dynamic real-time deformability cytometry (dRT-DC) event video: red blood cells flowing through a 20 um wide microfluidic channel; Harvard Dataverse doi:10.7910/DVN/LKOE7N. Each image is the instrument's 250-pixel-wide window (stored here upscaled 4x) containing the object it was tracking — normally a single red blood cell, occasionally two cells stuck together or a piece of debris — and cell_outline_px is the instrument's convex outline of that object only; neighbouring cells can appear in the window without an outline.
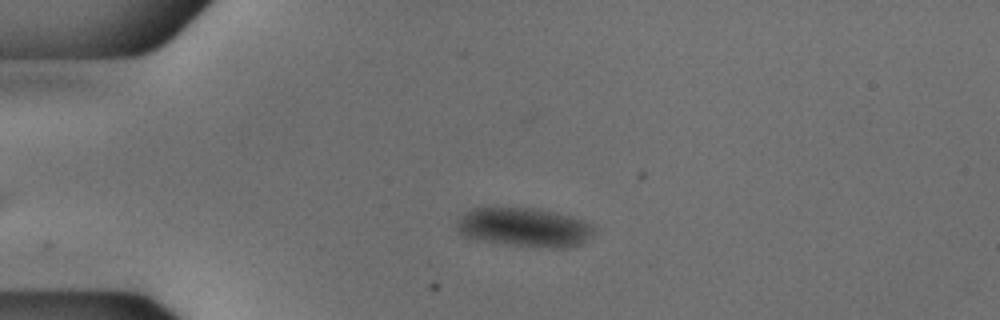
{"species": "common noctule bat (a hibernating species)", "species_latin": "Nyctalus noctula", "temperature_condition": "cold", "stored_images_in_passage": 42, "camera_frame_rate_fps": 3000, "um_per_image_px": 0.085, "animal": {"sex": "male", "body_mass_g": 18.8}, "frame": {"image": 1, "passage_image": 6, "time_ms": 1.667, "image_size_px": [1000, 320], "cell_outline_px": [[596, 232], [592, 236], [580, 244], [568, 248], [552, 248], [504, 244], [468, 236], [460, 232], [456, 228], [456, 220], [472, 208], [532, 208], [556, 212], [584, 220], [596, 224]], "centroid_in_image_um": [44.67, 19.32], "position_along_channel_um": 40.3, "area_um2": 31.21}}
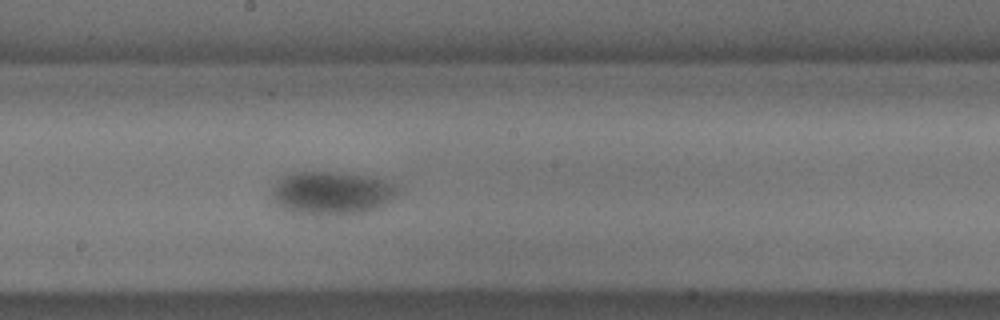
{"frame": {"image": 2, "passage_image": 23, "time_ms": 7.333, "image_size_px": [1000, 320], "cell_outline_px": [[400, 192], [392, 200], [368, 212], [316, 216], [292, 212], [276, 204], [272, 200], [272, 188], [284, 176], [296, 172], [328, 172], [364, 176], [400, 184]], "centroid_in_image_um": [28.23, 16.43], "position_along_channel_um": 220.0, "area_um2": 31.73}}
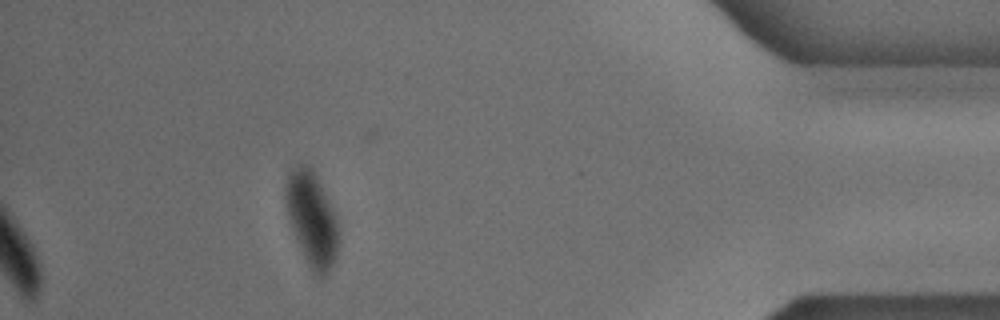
{"frame": {"image": 3, "passage_image": 42, "time_ms": 13.667, "image_size_px": [1000, 320], "cell_outline_px": [[340, 240], [336, 256], [328, 272], [324, 276], [316, 276], [304, 256], [288, 216], [284, 200], [284, 184], [288, 172], [292, 168], [300, 164], [304, 164], [312, 168], [336, 216]], "centroid_in_image_um": [26.5, 18.57], "position_along_channel_um": 408.7, "area_um2": 28.78}}